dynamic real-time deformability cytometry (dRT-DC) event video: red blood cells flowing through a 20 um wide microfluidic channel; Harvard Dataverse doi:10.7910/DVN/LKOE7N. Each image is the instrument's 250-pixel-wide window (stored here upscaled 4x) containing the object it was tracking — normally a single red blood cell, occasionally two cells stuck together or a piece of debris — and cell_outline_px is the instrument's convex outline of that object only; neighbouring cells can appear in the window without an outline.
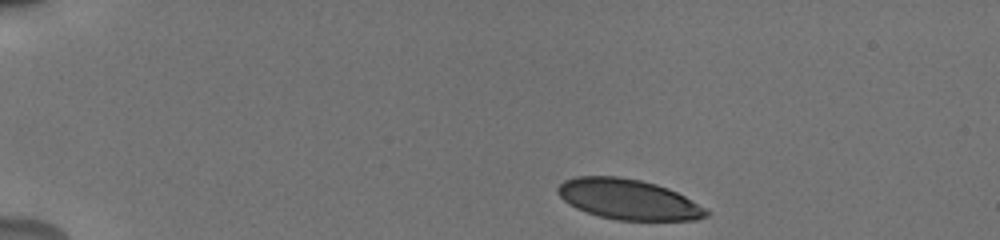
{"species": "human", "species_latin": "Homo sapiens", "temperature_condition": "cold", "stored_images_in_passage": 45, "camera_frame_rate_fps": 3000, "um_per_image_px": 0.085, "donor": {"sex": "male"}, "frame": {"image": 1, "passage_image": 1, "time_ms": 0.0, "image_size_px": [1000, 240], "cell_outline_px": [[712, 212], [708, 216], [696, 220], [616, 220], [600, 216], [576, 208], [568, 204], [556, 192], [556, 188], [564, 180], [576, 176], [620, 176], [640, 180], [656, 184], [668, 188], [684, 196]], "centroid_in_image_um": [53.4, 16.94], "position_along_channel_um": 31.6, "area_um2": 34.91}}
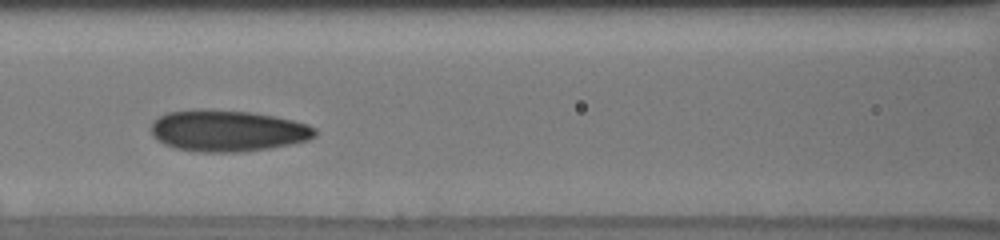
{"frame": {"image": 2, "passage_image": 17, "time_ms": 5.333, "image_size_px": [1000, 240], "cell_outline_px": [[316, 136], [308, 140], [268, 148], [240, 152], [200, 152], [176, 148], [164, 144], [152, 136], [152, 120], [168, 112], [192, 108], [208, 108], [252, 112], [292, 120], [308, 124], [316, 128]], "centroid_in_image_um": [19.31, 11.09], "position_along_channel_um": 147.3, "area_um2": 39.82}}
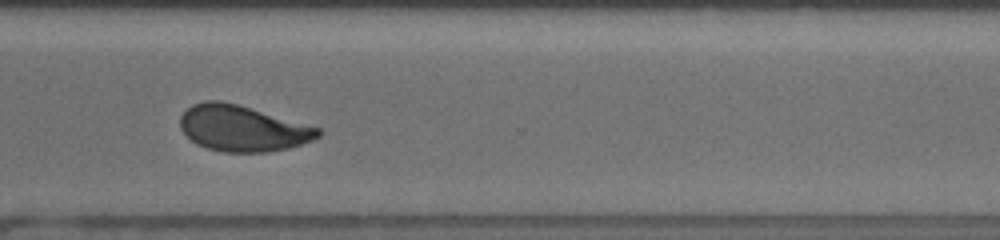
{"frame": {"image": 3, "passage_image": 33, "time_ms": 10.667, "image_size_px": [1000, 240], "cell_outline_px": [[324, 132], [320, 136], [312, 140], [288, 148], [268, 152], [224, 152], [208, 148], [196, 144], [180, 128], [180, 116], [192, 104], [204, 100], [220, 100], [236, 104], [320, 128]], "centroid_in_image_um": [20.6, 10.91], "position_along_channel_um": 350.0, "area_um2": 36.65}, "authors_computed_cell_mechanics": {"area_um2": 37.281, "velocity_mm_per_s": 3.7999, "shape_relaxation_time_tau1_ms": 4.0195, "shape_relaxation_time_tau2_ms": 1.3559, "deformation_change_tau1": 0.1437, "deformation_change_tau2": 0.0655}}